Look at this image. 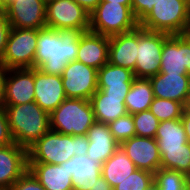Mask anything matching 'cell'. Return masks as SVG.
<instances>
[{"mask_svg": "<svg viewBox=\"0 0 190 190\" xmlns=\"http://www.w3.org/2000/svg\"><path fill=\"white\" fill-rule=\"evenodd\" d=\"M83 32L86 31L39 29L34 68L46 74L62 76L66 64L76 61L79 38Z\"/></svg>", "mask_w": 190, "mask_h": 190, "instance_id": "1", "label": "cell"}, {"mask_svg": "<svg viewBox=\"0 0 190 190\" xmlns=\"http://www.w3.org/2000/svg\"><path fill=\"white\" fill-rule=\"evenodd\" d=\"M87 135H67L52 130L46 132L27 149L28 163L61 165L74 156L87 154Z\"/></svg>", "mask_w": 190, "mask_h": 190, "instance_id": "2", "label": "cell"}, {"mask_svg": "<svg viewBox=\"0 0 190 190\" xmlns=\"http://www.w3.org/2000/svg\"><path fill=\"white\" fill-rule=\"evenodd\" d=\"M5 111L14 142L25 149L50 130L49 113L35 101L5 106Z\"/></svg>", "mask_w": 190, "mask_h": 190, "instance_id": "3", "label": "cell"}, {"mask_svg": "<svg viewBox=\"0 0 190 190\" xmlns=\"http://www.w3.org/2000/svg\"><path fill=\"white\" fill-rule=\"evenodd\" d=\"M145 30L169 35L190 33L189 0H160L140 22Z\"/></svg>", "mask_w": 190, "mask_h": 190, "instance_id": "4", "label": "cell"}, {"mask_svg": "<svg viewBox=\"0 0 190 190\" xmlns=\"http://www.w3.org/2000/svg\"><path fill=\"white\" fill-rule=\"evenodd\" d=\"M50 130L67 135H87L96 122L90 100L66 98L49 114Z\"/></svg>", "mask_w": 190, "mask_h": 190, "instance_id": "5", "label": "cell"}, {"mask_svg": "<svg viewBox=\"0 0 190 190\" xmlns=\"http://www.w3.org/2000/svg\"><path fill=\"white\" fill-rule=\"evenodd\" d=\"M137 26L132 10L120 3L101 1L90 14L89 31L107 37L129 32Z\"/></svg>", "mask_w": 190, "mask_h": 190, "instance_id": "6", "label": "cell"}, {"mask_svg": "<svg viewBox=\"0 0 190 190\" xmlns=\"http://www.w3.org/2000/svg\"><path fill=\"white\" fill-rule=\"evenodd\" d=\"M38 30L11 28L0 65L6 69L34 68Z\"/></svg>", "mask_w": 190, "mask_h": 190, "instance_id": "7", "label": "cell"}, {"mask_svg": "<svg viewBox=\"0 0 190 190\" xmlns=\"http://www.w3.org/2000/svg\"><path fill=\"white\" fill-rule=\"evenodd\" d=\"M168 36L167 33L149 31L138 26L135 78L148 79L160 72L162 48Z\"/></svg>", "mask_w": 190, "mask_h": 190, "instance_id": "8", "label": "cell"}, {"mask_svg": "<svg viewBox=\"0 0 190 190\" xmlns=\"http://www.w3.org/2000/svg\"><path fill=\"white\" fill-rule=\"evenodd\" d=\"M46 27L89 31L90 14L73 0H46Z\"/></svg>", "mask_w": 190, "mask_h": 190, "instance_id": "9", "label": "cell"}, {"mask_svg": "<svg viewBox=\"0 0 190 190\" xmlns=\"http://www.w3.org/2000/svg\"><path fill=\"white\" fill-rule=\"evenodd\" d=\"M98 70L78 61L66 64L61 76L67 98L90 100L98 90Z\"/></svg>", "mask_w": 190, "mask_h": 190, "instance_id": "10", "label": "cell"}, {"mask_svg": "<svg viewBox=\"0 0 190 190\" xmlns=\"http://www.w3.org/2000/svg\"><path fill=\"white\" fill-rule=\"evenodd\" d=\"M5 11L11 28L39 30L46 27V0H7Z\"/></svg>", "mask_w": 190, "mask_h": 190, "instance_id": "11", "label": "cell"}, {"mask_svg": "<svg viewBox=\"0 0 190 190\" xmlns=\"http://www.w3.org/2000/svg\"><path fill=\"white\" fill-rule=\"evenodd\" d=\"M159 73L190 76V33L169 35L164 40Z\"/></svg>", "mask_w": 190, "mask_h": 190, "instance_id": "12", "label": "cell"}, {"mask_svg": "<svg viewBox=\"0 0 190 190\" xmlns=\"http://www.w3.org/2000/svg\"><path fill=\"white\" fill-rule=\"evenodd\" d=\"M120 147L137 169L154 174L161 168V156L155 138L133 136L122 142Z\"/></svg>", "mask_w": 190, "mask_h": 190, "instance_id": "13", "label": "cell"}, {"mask_svg": "<svg viewBox=\"0 0 190 190\" xmlns=\"http://www.w3.org/2000/svg\"><path fill=\"white\" fill-rule=\"evenodd\" d=\"M4 94L6 106L34 102V68L7 69Z\"/></svg>", "mask_w": 190, "mask_h": 190, "instance_id": "14", "label": "cell"}, {"mask_svg": "<svg viewBox=\"0 0 190 190\" xmlns=\"http://www.w3.org/2000/svg\"><path fill=\"white\" fill-rule=\"evenodd\" d=\"M34 101L49 114L66 98L61 76L34 68Z\"/></svg>", "mask_w": 190, "mask_h": 190, "instance_id": "15", "label": "cell"}, {"mask_svg": "<svg viewBox=\"0 0 190 190\" xmlns=\"http://www.w3.org/2000/svg\"><path fill=\"white\" fill-rule=\"evenodd\" d=\"M27 170V149L16 143L0 147V190H8Z\"/></svg>", "mask_w": 190, "mask_h": 190, "instance_id": "16", "label": "cell"}, {"mask_svg": "<svg viewBox=\"0 0 190 190\" xmlns=\"http://www.w3.org/2000/svg\"><path fill=\"white\" fill-rule=\"evenodd\" d=\"M148 79L154 97L170 99L187 105L190 95V76L188 74L158 73Z\"/></svg>", "mask_w": 190, "mask_h": 190, "instance_id": "17", "label": "cell"}, {"mask_svg": "<svg viewBox=\"0 0 190 190\" xmlns=\"http://www.w3.org/2000/svg\"><path fill=\"white\" fill-rule=\"evenodd\" d=\"M138 47V26L129 32L109 37L108 62L134 72Z\"/></svg>", "mask_w": 190, "mask_h": 190, "instance_id": "18", "label": "cell"}, {"mask_svg": "<svg viewBox=\"0 0 190 190\" xmlns=\"http://www.w3.org/2000/svg\"><path fill=\"white\" fill-rule=\"evenodd\" d=\"M108 54L109 37L91 31L82 33L76 61L98 70L108 62Z\"/></svg>", "mask_w": 190, "mask_h": 190, "instance_id": "19", "label": "cell"}, {"mask_svg": "<svg viewBox=\"0 0 190 190\" xmlns=\"http://www.w3.org/2000/svg\"><path fill=\"white\" fill-rule=\"evenodd\" d=\"M87 137L89 147L86 156L100 165L120 147L110 132L108 124L95 122L88 130Z\"/></svg>", "mask_w": 190, "mask_h": 190, "instance_id": "20", "label": "cell"}, {"mask_svg": "<svg viewBox=\"0 0 190 190\" xmlns=\"http://www.w3.org/2000/svg\"><path fill=\"white\" fill-rule=\"evenodd\" d=\"M28 169L45 190H73L68 161L61 164L28 163Z\"/></svg>", "mask_w": 190, "mask_h": 190, "instance_id": "21", "label": "cell"}, {"mask_svg": "<svg viewBox=\"0 0 190 190\" xmlns=\"http://www.w3.org/2000/svg\"><path fill=\"white\" fill-rule=\"evenodd\" d=\"M68 170L72 175L73 190H91L102 176L101 165L86 155L71 158L68 161Z\"/></svg>", "mask_w": 190, "mask_h": 190, "instance_id": "22", "label": "cell"}, {"mask_svg": "<svg viewBox=\"0 0 190 190\" xmlns=\"http://www.w3.org/2000/svg\"><path fill=\"white\" fill-rule=\"evenodd\" d=\"M96 122L109 124L127 114L125 97L107 96L97 90L90 98Z\"/></svg>", "mask_w": 190, "mask_h": 190, "instance_id": "23", "label": "cell"}, {"mask_svg": "<svg viewBox=\"0 0 190 190\" xmlns=\"http://www.w3.org/2000/svg\"><path fill=\"white\" fill-rule=\"evenodd\" d=\"M137 167L125 154L121 147L101 165L102 177L112 188L119 185L121 181L129 177Z\"/></svg>", "mask_w": 190, "mask_h": 190, "instance_id": "24", "label": "cell"}, {"mask_svg": "<svg viewBox=\"0 0 190 190\" xmlns=\"http://www.w3.org/2000/svg\"><path fill=\"white\" fill-rule=\"evenodd\" d=\"M155 139L159 150L185 149L188 143L181 119L161 121Z\"/></svg>", "mask_w": 190, "mask_h": 190, "instance_id": "25", "label": "cell"}, {"mask_svg": "<svg viewBox=\"0 0 190 190\" xmlns=\"http://www.w3.org/2000/svg\"><path fill=\"white\" fill-rule=\"evenodd\" d=\"M154 93L149 79L135 78L125 97V105L129 114L149 110L154 99Z\"/></svg>", "mask_w": 190, "mask_h": 190, "instance_id": "26", "label": "cell"}, {"mask_svg": "<svg viewBox=\"0 0 190 190\" xmlns=\"http://www.w3.org/2000/svg\"><path fill=\"white\" fill-rule=\"evenodd\" d=\"M134 79L135 76L132 70L114 66L107 62L98 69L97 87H131Z\"/></svg>", "mask_w": 190, "mask_h": 190, "instance_id": "27", "label": "cell"}, {"mask_svg": "<svg viewBox=\"0 0 190 190\" xmlns=\"http://www.w3.org/2000/svg\"><path fill=\"white\" fill-rule=\"evenodd\" d=\"M161 168L176 170L190 178V143L185 144V149L159 150Z\"/></svg>", "mask_w": 190, "mask_h": 190, "instance_id": "28", "label": "cell"}, {"mask_svg": "<svg viewBox=\"0 0 190 190\" xmlns=\"http://www.w3.org/2000/svg\"><path fill=\"white\" fill-rule=\"evenodd\" d=\"M159 190H190V178L176 170L160 168L154 173Z\"/></svg>", "mask_w": 190, "mask_h": 190, "instance_id": "29", "label": "cell"}, {"mask_svg": "<svg viewBox=\"0 0 190 190\" xmlns=\"http://www.w3.org/2000/svg\"><path fill=\"white\" fill-rule=\"evenodd\" d=\"M186 106L180 102L155 97L149 107L152 114L161 122L181 119Z\"/></svg>", "mask_w": 190, "mask_h": 190, "instance_id": "30", "label": "cell"}, {"mask_svg": "<svg viewBox=\"0 0 190 190\" xmlns=\"http://www.w3.org/2000/svg\"><path fill=\"white\" fill-rule=\"evenodd\" d=\"M136 136L155 138L160 121L150 110L132 115Z\"/></svg>", "mask_w": 190, "mask_h": 190, "instance_id": "31", "label": "cell"}, {"mask_svg": "<svg viewBox=\"0 0 190 190\" xmlns=\"http://www.w3.org/2000/svg\"><path fill=\"white\" fill-rule=\"evenodd\" d=\"M110 132L116 141L121 144L122 142L136 136L134 120L132 114H125L108 124Z\"/></svg>", "mask_w": 190, "mask_h": 190, "instance_id": "32", "label": "cell"}, {"mask_svg": "<svg viewBox=\"0 0 190 190\" xmlns=\"http://www.w3.org/2000/svg\"><path fill=\"white\" fill-rule=\"evenodd\" d=\"M154 182V174L137 169L125 180L113 188V190H145Z\"/></svg>", "mask_w": 190, "mask_h": 190, "instance_id": "33", "label": "cell"}, {"mask_svg": "<svg viewBox=\"0 0 190 190\" xmlns=\"http://www.w3.org/2000/svg\"><path fill=\"white\" fill-rule=\"evenodd\" d=\"M8 190H45L28 169Z\"/></svg>", "mask_w": 190, "mask_h": 190, "instance_id": "34", "label": "cell"}, {"mask_svg": "<svg viewBox=\"0 0 190 190\" xmlns=\"http://www.w3.org/2000/svg\"><path fill=\"white\" fill-rule=\"evenodd\" d=\"M160 0H132L131 10L139 23L149 12H151L153 5Z\"/></svg>", "mask_w": 190, "mask_h": 190, "instance_id": "35", "label": "cell"}, {"mask_svg": "<svg viewBox=\"0 0 190 190\" xmlns=\"http://www.w3.org/2000/svg\"><path fill=\"white\" fill-rule=\"evenodd\" d=\"M15 143L10 132L8 117L5 109L0 110V147Z\"/></svg>", "mask_w": 190, "mask_h": 190, "instance_id": "36", "label": "cell"}, {"mask_svg": "<svg viewBox=\"0 0 190 190\" xmlns=\"http://www.w3.org/2000/svg\"><path fill=\"white\" fill-rule=\"evenodd\" d=\"M11 30L5 10H0V59L2 58L7 44V39Z\"/></svg>", "mask_w": 190, "mask_h": 190, "instance_id": "37", "label": "cell"}, {"mask_svg": "<svg viewBox=\"0 0 190 190\" xmlns=\"http://www.w3.org/2000/svg\"><path fill=\"white\" fill-rule=\"evenodd\" d=\"M130 87H107V88H98L107 96L115 97H126L129 92Z\"/></svg>", "mask_w": 190, "mask_h": 190, "instance_id": "38", "label": "cell"}, {"mask_svg": "<svg viewBox=\"0 0 190 190\" xmlns=\"http://www.w3.org/2000/svg\"><path fill=\"white\" fill-rule=\"evenodd\" d=\"M7 69L0 65V110L5 109V94H4V80L6 76Z\"/></svg>", "mask_w": 190, "mask_h": 190, "instance_id": "39", "label": "cell"}, {"mask_svg": "<svg viewBox=\"0 0 190 190\" xmlns=\"http://www.w3.org/2000/svg\"><path fill=\"white\" fill-rule=\"evenodd\" d=\"M76 4L83 7L89 14H91L98 4L101 2V0H73Z\"/></svg>", "mask_w": 190, "mask_h": 190, "instance_id": "40", "label": "cell"}, {"mask_svg": "<svg viewBox=\"0 0 190 190\" xmlns=\"http://www.w3.org/2000/svg\"><path fill=\"white\" fill-rule=\"evenodd\" d=\"M181 120L185 128L187 141L190 143V110L185 109L181 117Z\"/></svg>", "mask_w": 190, "mask_h": 190, "instance_id": "41", "label": "cell"}, {"mask_svg": "<svg viewBox=\"0 0 190 190\" xmlns=\"http://www.w3.org/2000/svg\"><path fill=\"white\" fill-rule=\"evenodd\" d=\"M91 190H113L111 185L101 176Z\"/></svg>", "mask_w": 190, "mask_h": 190, "instance_id": "42", "label": "cell"}, {"mask_svg": "<svg viewBox=\"0 0 190 190\" xmlns=\"http://www.w3.org/2000/svg\"><path fill=\"white\" fill-rule=\"evenodd\" d=\"M101 1H108V2H112V3H120V4L128 6L130 9H131V3H132V0H101Z\"/></svg>", "mask_w": 190, "mask_h": 190, "instance_id": "43", "label": "cell"}, {"mask_svg": "<svg viewBox=\"0 0 190 190\" xmlns=\"http://www.w3.org/2000/svg\"><path fill=\"white\" fill-rule=\"evenodd\" d=\"M7 8V0H0V10H5Z\"/></svg>", "mask_w": 190, "mask_h": 190, "instance_id": "44", "label": "cell"}, {"mask_svg": "<svg viewBox=\"0 0 190 190\" xmlns=\"http://www.w3.org/2000/svg\"><path fill=\"white\" fill-rule=\"evenodd\" d=\"M145 190H159L158 189V185L155 183V182H153L147 189H145Z\"/></svg>", "mask_w": 190, "mask_h": 190, "instance_id": "45", "label": "cell"}, {"mask_svg": "<svg viewBox=\"0 0 190 190\" xmlns=\"http://www.w3.org/2000/svg\"><path fill=\"white\" fill-rule=\"evenodd\" d=\"M186 109L190 110V95H189V99H188V102H187V105H186Z\"/></svg>", "mask_w": 190, "mask_h": 190, "instance_id": "46", "label": "cell"}]
</instances>
